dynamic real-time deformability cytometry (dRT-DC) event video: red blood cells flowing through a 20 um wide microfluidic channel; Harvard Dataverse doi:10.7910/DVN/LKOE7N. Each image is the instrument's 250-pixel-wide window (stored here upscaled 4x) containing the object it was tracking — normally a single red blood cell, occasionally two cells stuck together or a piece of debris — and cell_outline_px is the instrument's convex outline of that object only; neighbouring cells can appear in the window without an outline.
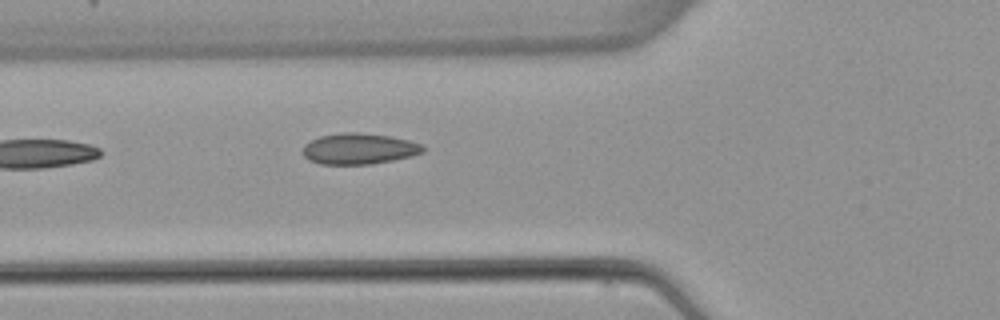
{"species": "common noctule bat (a hibernating species)", "species_latin": "Nyctalus noctula", "temperature_condition": "warm", "stored_images_in_passage": 5, "camera_frame_rate_fps": 3000, "um_per_image_px": 0.085, "animal": {"sex": "female", "body_mass_g": 22.7, "forearm_length_mm": 54.2}, "frame": {"image": 1, "passage_image": 5, "time_ms": 5.0, "image_size_px": [1000, 320], "cell_outline_px": [[428, 148], [424, 152], [412, 156], [372, 164], [320, 164], [308, 160], [304, 156], [304, 144], [320, 136], [344, 132], [356, 132], [392, 136], [408, 140], [420, 144]], "centroid_in_image_um": [30.55, 12.64], "position_along_channel_um": 95.3, "area_um2": 21.73}}